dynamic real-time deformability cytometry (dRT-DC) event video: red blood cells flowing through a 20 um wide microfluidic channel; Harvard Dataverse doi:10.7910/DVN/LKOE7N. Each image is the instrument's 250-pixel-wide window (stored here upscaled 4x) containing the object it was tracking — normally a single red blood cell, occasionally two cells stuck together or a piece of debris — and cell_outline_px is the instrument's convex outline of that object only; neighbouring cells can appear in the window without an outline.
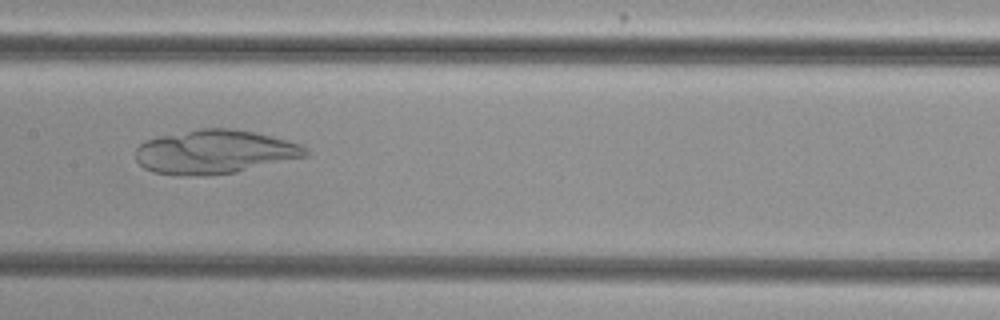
{"species": "common noctule bat (a hibernating species)", "species_latin": "Nyctalus noctula", "temperature_condition": "cold", "stored_images_in_passage": 37, "camera_frame_rate_fps": 3000, "um_per_image_px": 0.085, "animal": {"sex": "female", "body_mass_g": 29.2, "forearm_length_mm": 56.3}, "frame": {"image": 1, "passage_image": 11, "time_ms": 3.333, "image_size_px": [1000, 320], "cell_outline_px": [[308, 156], [236, 172], [180, 176], [176, 176], [152, 172], [144, 168], [136, 160], [136, 148], [140, 144], [148, 140], [160, 136], [204, 128], [228, 128], [256, 132], [272, 136], [300, 144], [308, 148]], "centroid_in_image_um": [18.26, 12.91], "position_along_channel_um": 189.1, "area_um2": 43.18}}
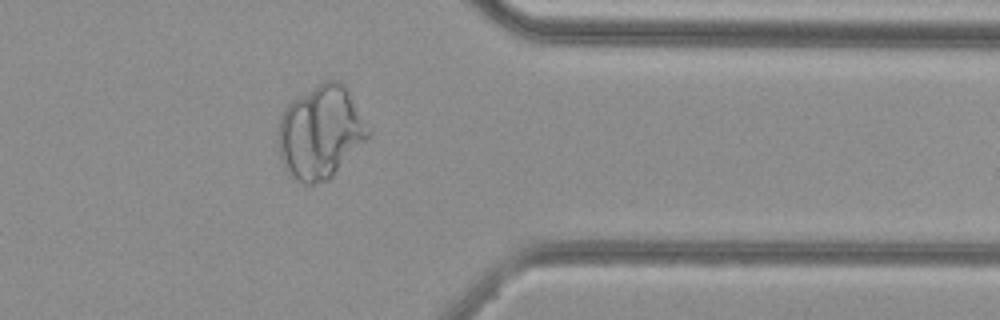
{"frame": {"image": 2, "passage_image": 27, "time_ms": 8.667, "image_size_px": [1000, 320], "cell_outline_px": [[372, 136], [328, 180], [312, 184], [304, 184], [288, 176], [284, 172], [276, 144], [280, 116], [288, 104], [292, 100], [324, 80], [336, 80], [344, 84], [348, 88], [372, 132]], "centroid_in_image_um": [27.24, 11.26], "position_along_channel_um": 384.2, "area_um2": 49.77}}